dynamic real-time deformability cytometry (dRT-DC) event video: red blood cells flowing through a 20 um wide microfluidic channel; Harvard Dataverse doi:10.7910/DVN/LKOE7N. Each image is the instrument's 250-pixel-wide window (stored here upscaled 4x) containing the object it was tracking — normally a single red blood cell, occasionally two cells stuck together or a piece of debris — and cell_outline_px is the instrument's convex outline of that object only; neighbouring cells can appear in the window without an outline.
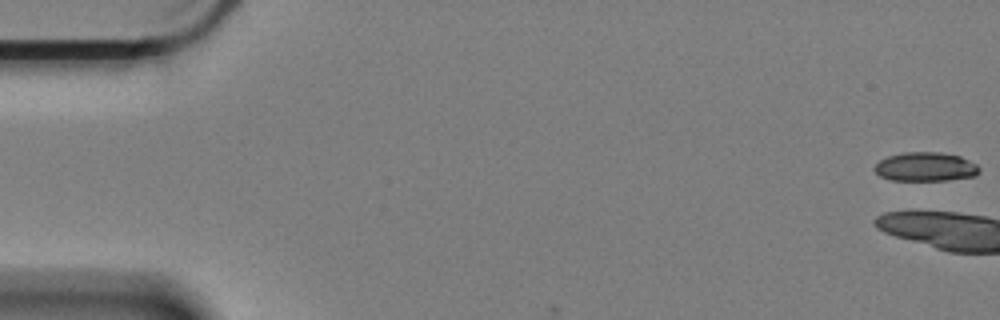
{"species": "Egyptian fruit bat (a non-hibernating species)", "species_latin": "Rousettus aegyptiacus", "temperature_condition": "cold", "stored_images_in_passage": 4, "camera_frame_rate_fps": 3000, "um_per_image_px": 0.085, "animal": {"sex": "female"}, "frame": {"image": 1, "passage_image": 1, "time_ms": 0.0, "image_size_px": [1000, 320], "cell_outline_px": [[980, 172], [976, 176], [944, 180], [892, 180], [880, 176], [872, 168], [880, 160], [888, 156], [904, 152], [940, 152], [960, 156], [976, 164], [980, 168]], "centroid_in_image_um": [78.67, 14.17], "position_along_channel_um": 6.3, "area_um2": 17.69}}